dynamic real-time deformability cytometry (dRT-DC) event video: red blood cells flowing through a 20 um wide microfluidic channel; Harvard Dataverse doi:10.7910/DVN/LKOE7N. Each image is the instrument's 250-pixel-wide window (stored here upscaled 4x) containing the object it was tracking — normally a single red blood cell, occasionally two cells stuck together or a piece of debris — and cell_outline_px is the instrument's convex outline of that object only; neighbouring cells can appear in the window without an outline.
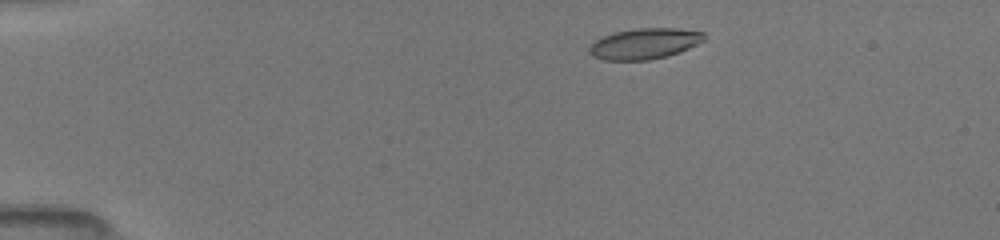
{"species": "common noctule bat (a hibernating species)", "species_latin": "Nyctalus noctula", "temperature_condition": "room temperature", "stored_images_in_passage": 46, "camera_frame_rate_fps": 3000, "um_per_image_px": 0.085, "animal": {"sex": "female", "body_mass_g": 19.5, "forearm_length_mm": 54.1}, "frame": {"image": 1, "passage_image": 5, "time_ms": 1.333, "image_size_px": [1000, 240], "cell_outline_px": [[704, 40], [680, 52], [668, 56], [648, 60], [604, 60], [592, 56], [588, 52], [588, 48], [596, 40], [604, 36], [616, 32], [636, 28], [676, 28], [704, 32]], "centroid_in_image_um": [54.77, 3.71], "position_along_channel_um": 30.2, "area_um2": 20.52}}
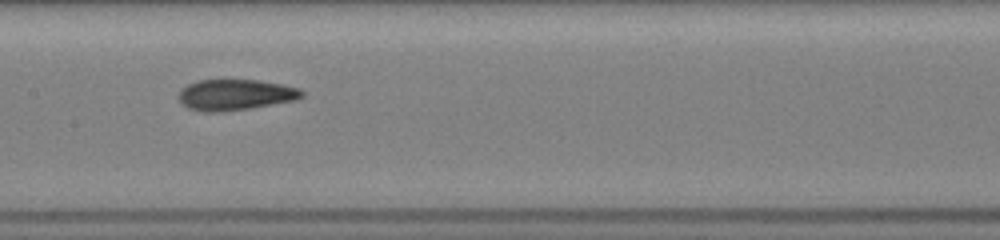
{"frame": {"image": 2, "passage_image": 22, "time_ms": 7.0, "image_size_px": [1000, 240], "cell_outline_px": [[304, 96], [296, 100], [248, 108], [220, 112], [204, 112], [188, 108], [176, 96], [180, 88], [196, 80], [256, 80], [280, 84], [300, 88], [304, 92]], "centroid_in_image_um": [19.97, 8.05], "position_along_channel_um": 187.4, "area_um2": 22.2}}
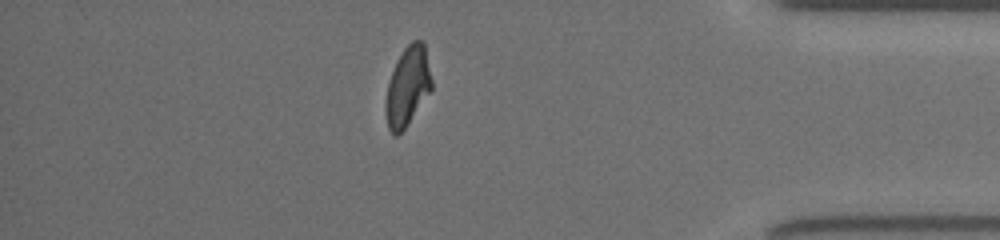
{"frame": {"image": 3, "passage_image": 40, "time_ms": 13.0, "image_size_px": [1000, 240], "cell_outline_px": [[432, 88], [404, 128], [396, 136], [388, 128], [384, 108], [388, 84], [396, 60], [404, 48], [412, 40], [424, 40], [432, 80]], "centroid_in_image_um": [34.64, 7.29], "position_along_channel_um": 400.6, "area_um2": 20.98}, "authors_computed_cell_mechanics": {"area_um2": 21.6172, "velocity_mm_per_s": 4.0473, "shape_relaxation_time_tau1_ms": 8.6368, "shape_relaxation_time_tau2_ms": 1.9757, "deformation_change_tau1": 0.2487, "deformation_change_tau2": 0.0822}}